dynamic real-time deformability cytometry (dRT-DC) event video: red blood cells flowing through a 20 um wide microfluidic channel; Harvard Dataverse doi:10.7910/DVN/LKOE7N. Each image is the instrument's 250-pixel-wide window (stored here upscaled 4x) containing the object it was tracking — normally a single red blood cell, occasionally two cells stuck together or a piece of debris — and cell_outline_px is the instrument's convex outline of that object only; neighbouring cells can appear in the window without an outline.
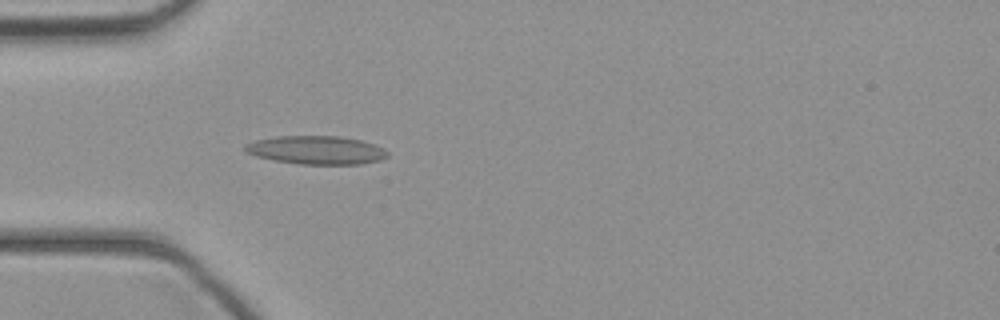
{"species": "common noctule bat (a hibernating species)", "species_latin": "Nyctalus noctula", "temperature_condition": "cold", "stored_images_in_passage": 28, "camera_frame_rate_fps": 3000, "um_per_image_px": 0.085, "animal": {"sex": "female", "body_mass_g": 21.9}, "frame": {"image": 1, "passage_image": 1, "time_ms": 0.0, "image_size_px": [1000, 320], "cell_outline_px": [[388, 156], [380, 160], [360, 164], [300, 164], [276, 160], [256, 156], [248, 152], [244, 148], [244, 144], [256, 140], [276, 136], [340, 136], [360, 140], [384, 148], [388, 152]], "centroid_in_image_um": [26.9, 12.75], "position_along_channel_um": 58.1, "area_um2": 23.41}}
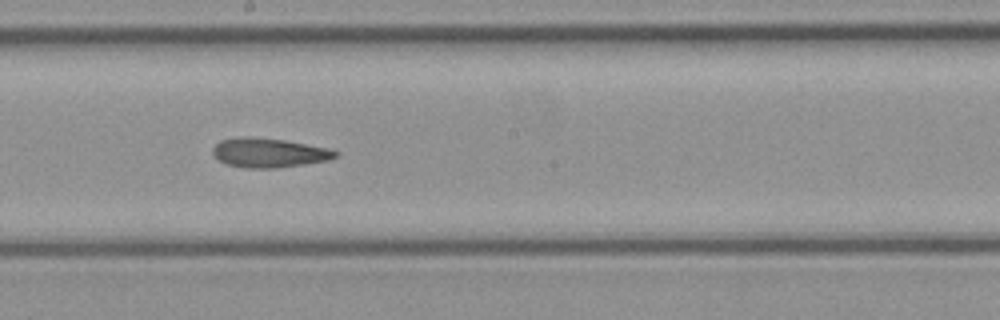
{"frame": {"image": 2, "passage_image": 12, "time_ms": 3.667, "image_size_px": [1000, 320], "cell_outline_px": [[340, 152], [336, 156], [328, 160], [304, 164], [276, 168], [244, 168], [228, 164], [220, 160], [212, 152], [212, 148], [220, 140], [240, 136], [252, 136], [284, 140], [328, 148]], "centroid_in_image_um": [22.85, 12.97], "position_along_channel_um": 225.4, "area_um2": 20.92}}
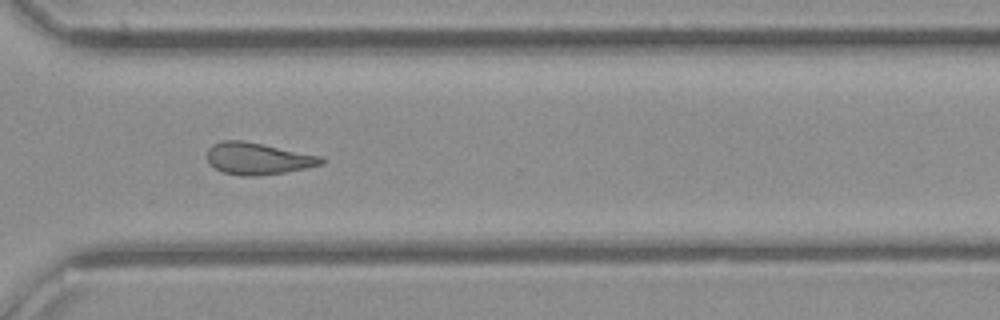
{"frame": {"image": 3, "passage_image": 20, "time_ms": 6.333, "image_size_px": [1000, 320], "cell_outline_px": [[324, 164], [284, 172], [252, 176], [240, 176], [224, 172], [216, 168], [208, 160], [208, 148], [212, 144], [220, 140], [240, 140], [324, 156]], "centroid_in_image_um": [21.94, 13.47], "position_along_channel_um": 348.7, "area_um2": 20.98}}